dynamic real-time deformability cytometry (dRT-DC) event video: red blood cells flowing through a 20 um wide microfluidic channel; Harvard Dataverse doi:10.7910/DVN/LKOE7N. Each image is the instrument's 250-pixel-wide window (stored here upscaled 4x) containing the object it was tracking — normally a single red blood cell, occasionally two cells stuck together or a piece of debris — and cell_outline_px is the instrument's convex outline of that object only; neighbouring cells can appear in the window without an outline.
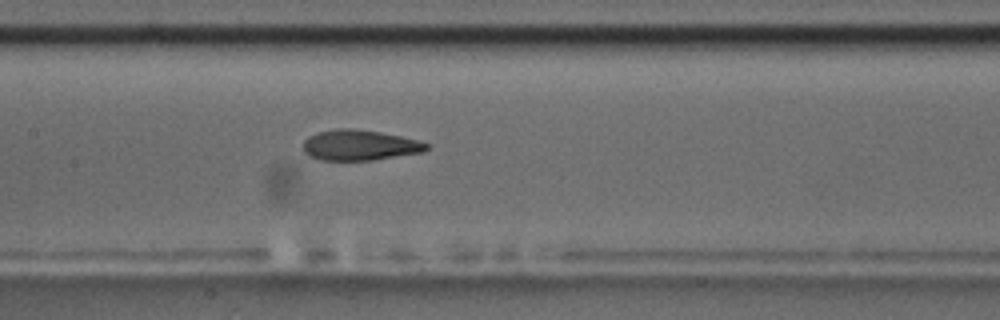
{"species": "common noctule bat (a hibernating species)", "species_latin": "Nyctalus noctula", "temperature_condition": "room temperature", "stored_images_in_passage": 33, "camera_frame_rate_fps": 3000, "um_per_image_px": 0.085, "animal": {"sex": "male", "body_mass_g": 17.5, "forearm_length_mm": 52.3}, "frame": {"image": 1, "passage_image": 15, "time_ms": 4.667, "image_size_px": [1000, 320], "cell_outline_px": [[428, 148], [424, 152], [372, 160], [320, 160], [308, 156], [304, 152], [304, 140], [308, 136], [320, 132], [336, 128], [352, 128], [380, 132], [400, 136], [416, 140], [428, 144]], "centroid_in_image_um": [30.54, 12.34], "position_along_channel_um": 176.9, "area_um2": 21.85}}